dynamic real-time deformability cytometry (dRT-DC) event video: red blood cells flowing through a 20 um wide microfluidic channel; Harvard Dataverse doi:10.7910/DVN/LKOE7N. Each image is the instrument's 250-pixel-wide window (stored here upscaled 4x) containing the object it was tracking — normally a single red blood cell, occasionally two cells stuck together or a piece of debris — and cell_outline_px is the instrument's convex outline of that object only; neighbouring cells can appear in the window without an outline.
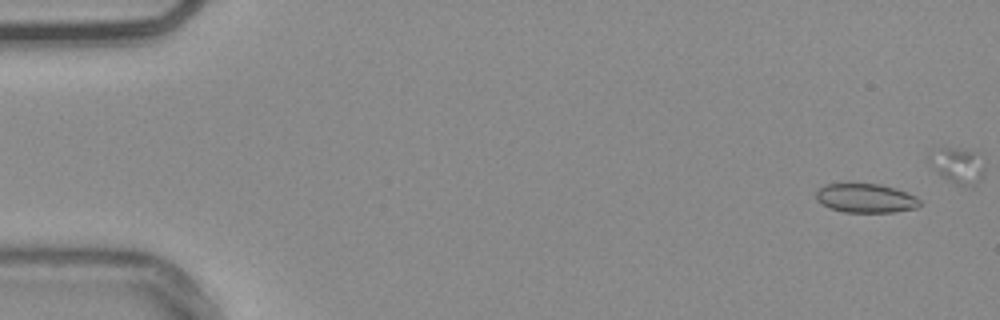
{"species": "common noctule bat (a hibernating species)", "species_latin": "Nyctalus noctula", "temperature_condition": "warm", "stored_images_in_passage": 18, "camera_frame_rate_fps": 3000, "um_per_image_px": 0.085, "animal": {"sex": "male", "body_mass_g": 20.4}, "frame": {"image": 1, "passage_image": 2, "time_ms": 0.333, "image_size_px": [1000, 320], "cell_outline_px": [[920, 204], [916, 208], [892, 212], [844, 212], [828, 208], [816, 200], [816, 192], [824, 184], [848, 180], [880, 184], [896, 188], [916, 196], [920, 200]], "centroid_in_image_um": [73.52, 16.79], "position_along_channel_um": 11.5, "area_um2": 18.38}}
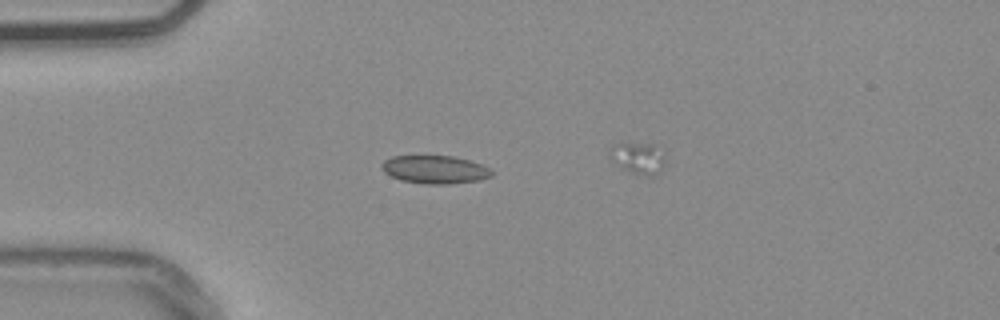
{"frame": {"image": 2, "passage_image": 14, "time_ms": 4.333, "image_size_px": [1000, 320], "cell_outline_px": [[492, 176], [480, 180], [448, 184], [428, 184], [400, 180], [384, 172], [380, 164], [384, 160], [392, 156], [456, 156], [480, 164], [488, 168], [492, 172]], "centroid_in_image_um": [36.95, 14.41], "position_along_channel_um": 48.1, "area_um2": 17.92}}